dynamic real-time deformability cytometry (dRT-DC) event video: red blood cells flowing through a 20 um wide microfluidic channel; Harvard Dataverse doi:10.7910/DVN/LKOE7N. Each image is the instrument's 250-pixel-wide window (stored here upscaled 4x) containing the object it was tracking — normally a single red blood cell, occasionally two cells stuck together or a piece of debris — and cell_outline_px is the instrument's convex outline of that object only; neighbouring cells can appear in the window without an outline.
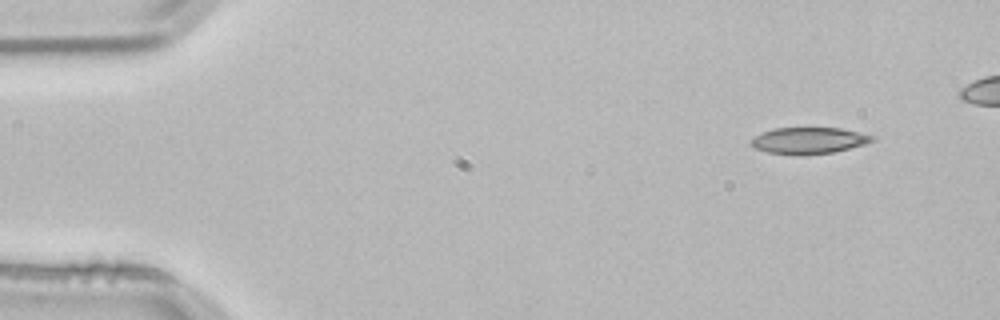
{"species": "common noctule bat (a hibernating species)", "species_latin": "Nyctalus noctula", "temperature_condition": "room temperature", "stored_images_in_passage": 4, "camera_frame_rate_fps": 3000, "um_per_image_px": 0.085, "animal": {"sex": "male", "body_mass_g": 21.5, "forearm_length_mm": 52.0}, "frame": {"image": 1, "passage_image": 1, "time_ms": 0.0, "image_size_px": [1000, 320], "cell_outline_px": [[876, 140], [864, 144], [832, 152], [768, 152], [756, 148], [752, 144], [752, 140], [756, 136], [772, 128], [840, 128], [876, 136]], "centroid_in_image_um": [68.82, 11.89], "position_along_channel_um": 16.2, "area_um2": 17.57}}
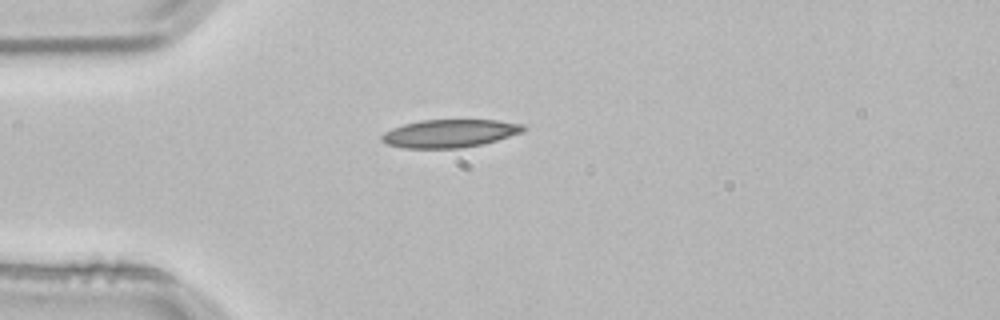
{"frame": {"image": 2, "passage_image": 4, "time_ms": 1.0, "image_size_px": [1000, 320], "cell_outline_px": [[524, 128], [520, 132], [484, 144], [460, 148], [404, 148], [388, 144], [380, 140], [380, 136], [384, 132], [392, 128], [404, 124], [420, 120], [496, 120], [524, 124]], "centroid_in_image_um": [38.17, 11.34], "position_along_channel_um": 46.8, "area_um2": 22.95}}